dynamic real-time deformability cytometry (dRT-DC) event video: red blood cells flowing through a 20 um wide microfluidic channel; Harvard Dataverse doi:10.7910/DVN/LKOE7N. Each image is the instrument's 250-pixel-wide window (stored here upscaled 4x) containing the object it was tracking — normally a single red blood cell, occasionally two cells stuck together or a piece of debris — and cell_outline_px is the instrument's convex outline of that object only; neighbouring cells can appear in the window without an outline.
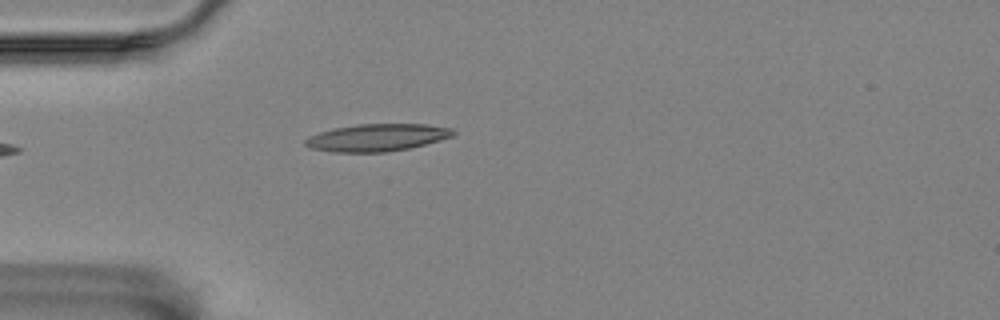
{"species": "Egyptian fruit bat (a non-hibernating species)", "species_latin": "Rousettus aegyptiacus", "temperature_condition": "room temperature", "stored_images_in_passage": 5, "camera_frame_rate_fps": 3000, "um_per_image_px": 0.085, "animal": {"sex": "female"}, "frame": {"image": 1, "passage_image": 5, "time_ms": 4.667, "image_size_px": [1000, 320], "cell_outline_px": [[456, 132], [452, 136], [424, 144], [408, 148], [384, 152], [332, 152], [308, 148], [304, 144], [304, 140], [308, 136], [332, 128], [356, 124], [424, 124], [452, 128]], "centroid_in_image_um": [31.98, 11.69], "position_along_channel_um": 53.0, "area_um2": 23.52}}